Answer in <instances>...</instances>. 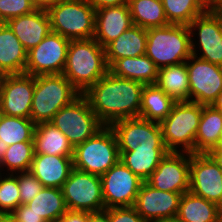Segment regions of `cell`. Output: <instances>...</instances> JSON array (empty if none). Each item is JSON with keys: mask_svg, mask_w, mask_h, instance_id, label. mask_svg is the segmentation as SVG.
Here are the masks:
<instances>
[{"mask_svg": "<svg viewBox=\"0 0 222 222\" xmlns=\"http://www.w3.org/2000/svg\"><path fill=\"white\" fill-rule=\"evenodd\" d=\"M70 40L50 32L36 47L27 52L26 74L32 76L62 74Z\"/></svg>", "mask_w": 222, "mask_h": 222, "instance_id": "cell-12", "label": "cell"}, {"mask_svg": "<svg viewBox=\"0 0 222 222\" xmlns=\"http://www.w3.org/2000/svg\"><path fill=\"white\" fill-rule=\"evenodd\" d=\"M35 126L31 119L0 113V141L8 146L20 142H33Z\"/></svg>", "mask_w": 222, "mask_h": 222, "instance_id": "cell-33", "label": "cell"}, {"mask_svg": "<svg viewBox=\"0 0 222 222\" xmlns=\"http://www.w3.org/2000/svg\"><path fill=\"white\" fill-rule=\"evenodd\" d=\"M73 169V157L34 154L30 172L44 187L61 189Z\"/></svg>", "mask_w": 222, "mask_h": 222, "instance_id": "cell-22", "label": "cell"}, {"mask_svg": "<svg viewBox=\"0 0 222 222\" xmlns=\"http://www.w3.org/2000/svg\"><path fill=\"white\" fill-rule=\"evenodd\" d=\"M10 216L16 222H46L40 215L32 211V209L26 204L19 205L10 213Z\"/></svg>", "mask_w": 222, "mask_h": 222, "instance_id": "cell-40", "label": "cell"}, {"mask_svg": "<svg viewBox=\"0 0 222 222\" xmlns=\"http://www.w3.org/2000/svg\"><path fill=\"white\" fill-rule=\"evenodd\" d=\"M155 84L176 102L189 101V78L185 62L158 69Z\"/></svg>", "mask_w": 222, "mask_h": 222, "instance_id": "cell-30", "label": "cell"}, {"mask_svg": "<svg viewBox=\"0 0 222 222\" xmlns=\"http://www.w3.org/2000/svg\"><path fill=\"white\" fill-rule=\"evenodd\" d=\"M176 216L183 222H217L222 218V207L189 191L181 195Z\"/></svg>", "mask_w": 222, "mask_h": 222, "instance_id": "cell-27", "label": "cell"}, {"mask_svg": "<svg viewBox=\"0 0 222 222\" xmlns=\"http://www.w3.org/2000/svg\"><path fill=\"white\" fill-rule=\"evenodd\" d=\"M189 191L222 207V169L208 153H190Z\"/></svg>", "mask_w": 222, "mask_h": 222, "instance_id": "cell-14", "label": "cell"}, {"mask_svg": "<svg viewBox=\"0 0 222 222\" xmlns=\"http://www.w3.org/2000/svg\"><path fill=\"white\" fill-rule=\"evenodd\" d=\"M0 222H16L10 214H0Z\"/></svg>", "mask_w": 222, "mask_h": 222, "instance_id": "cell-50", "label": "cell"}, {"mask_svg": "<svg viewBox=\"0 0 222 222\" xmlns=\"http://www.w3.org/2000/svg\"><path fill=\"white\" fill-rule=\"evenodd\" d=\"M108 71L105 48L94 38L70 40L62 74L81 94Z\"/></svg>", "mask_w": 222, "mask_h": 222, "instance_id": "cell-2", "label": "cell"}, {"mask_svg": "<svg viewBox=\"0 0 222 222\" xmlns=\"http://www.w3.org/2000/svg\"><path fill=\"white\" fill-rule=\"evenodd\" d=\"M104 211L110 222H146L133 206L108 208Z\"/></svg>", "mask_w": 222, "mask_h": 222, "instance_id": "cell-39", "label": "cell"}, {"mask_svg": "<svg viewBox=\"0 0 222 222\" xmlns=\"http://www.w3.org/2000/svg\"><path fill=\"white\" fill-rule=\"evenodd\" d=\"M169 24L188 26L207 10L198 0H161Z\"/></svg>", "mask_w": 222, "mask_h": 222, "instance_id": "cell-35", "label": "cell"}, {"mask_svg": "<svg viewBox=\"0 0 222 222\" xmlns=\"http://www.w3.org/2000/svg\"><path fill=\"white\" fill-rule=\"evenodd\" d=\"M133 25L148 29L168 25L161 0H129Z\"/></svg>", "mask_w": 222, "mask_h": 222, "instance_id": "cell-32", "label": "cell"}, {"mask_svg": "<svg viewBox=\"0 0 222 222\" xmlns=\"http://www.w3.org/2000/svg\"><path fill=\"white\" fill-rule=\"evenodd\" d=\"M27 64V51L6 23H0V69L5 75L22 74Z\"/></svg>", "mask_w": 222, "mask_h": 222, "instance_id": "cell-24", "label": "cell"}, {"mask_svg": "<svg viewBox=\"0 0 222 222\" xmlns=\"http://www.w3.org/2000/svg\"><path fill=\"white\" fill-rule=\"evenodd\" d=\"M61 191L68 210L90 213L105 210L99 175L73 168Z\"/></svg>", "mask_w": 222, "mask_h": 222, "instance_id": "cell-10", "label": "cell"}, {"mask_svg": "<svg viewBox=\"0 0 222 222\" xmlns=\"http://www.w3.org/2000/svg\"><path fill=\"white\" fill-rule=\"evenodd\" d=\"M145 55L158 69L186 62L192 55L189 27L168 24L148 28Z\"/></svg>", "mask_w": 222, "mask_h": 222, "instance_id": "cell-3", "label": "cell"}, {"mask_svg": "<svg viewBox=\"0 0 222 222\" xmlns=\"http://www.w3.org/2000/svg\"><path fill=\"white\" fill-rule=\"evenodd\" d=\"M204 105L180 101L160 123L163 141L169 152L195 153V137Z\"/></svg>", "mask_w": 222, "mask_h": 222, "instance_id": "cell-5", "label": "cell"}, {"mask_svg": "<svg viewBox=\"0 0 222 222\" xmlns=\"http://www.w3.org/2000/svg\"><path fill=\"white\" fill-rule=\"evenodd\" d=\"M62 0H36V9L47 10Z\"/></svg>", "mask_w": 222, "mask_h": 222, "instance_id": "cell-45", "label": "cell"}, {"mask_svg": "<svg viewBox=\"0 0 222 222\" xmlns=\"http://www.w3.org/2000/svg\"><path fill=\"white\" fill-rule=\"evenodd\" d=\"M119 152L122 163L146 181L169 151L164 142H146L141 143L134 151Z\"/></svg>", "mask_w": 222, "mask_h": 222, "instance_id": "cell-21", "label": "cell"}, {"mask_svg": "<svg viewBox=\"0 0 222 222\" xmlns=\"http://www.w3.org/2000/svg\"><path fill=\"white\" fill-rule=\"evenodd\" d=\"M119 160L117 138L110 126L74 147L73 168L83 172L101 176Z\"/></svg>", "mask_w": 222, "mask_h": 222, "instance_id": "cell-6", "label": "cell"}, {"mask_svg": "<svg viewBox=\"0 0 222 222\" xmlns=\"http://www.w3.org/2000/svg\"><path fill=\"white\" fill-rule=\"evenodd\" d=\"M50 222H88V212L68 210L62 217Z\"/></svg>", "mask_w": 222, "mask_h": 222, "instance_id": "cell-41", "label": "cell"}, {"mask_svg": "<svg viewBox=\"0 0 222 222\" xmlns=\"http://www.w3.org/2000/svg\"><path fill=\"white\" fill-rule=\"evenodd\" d=\"M36 8L29 0H0V23L32 13Z\"/></svg>", "mask_w": 222, "mask_h": 222, "instance_id": "cell-38", "label": "cell"}, {"mask_svg": "<svg viewBox=\"0 0 222 222\" xmlns=\"http://www.w3.org/2000/svg\"><path fill=\"white\" fill-rule=\"evenodd\" d=\"M208 154L214 159L218 166L222 169V147L211 149Z\"/></svg>", "mask_w": 222, "mask_h": 222, "instance_id": "cell-44", "label": "cell"}, {"mask_svg": "<svg viewBox=\"0 0 222 222\" xmlns=\"http://www.w3.org/2000/svg\"><path fill=\"white\" fill-rule=\"evenodd\" d=\"M190 153L168 152L146 182L155 189L189 192Z\"/></svg>", "mask_w": 222, "mask_h": 222, "instance_id": "cell-16", "label": "cell"}, {"mask_svg": "<svg viewBox=\"0 0 222 222\" xmlns=\"http://www.w3.org/2000/svg\"><path fill=\"white\" fill-rule=\"evenodd\" d=\"M109 72L118 77L149 85L156 83L158 68L149 57L142 55L115 60L109 66Z\"/></svg>", "mask_w": 222, "mask_h": 222, "instance_id": "cell-26", "label": "cell"}, {"mask_svg": "<svg viewBox=\"0 0 222 222\" xmlns=\"http://www.w3.org/2000/svg\"><path fill=\"white\" fill-rule=\"evenodd\" d=\"M46 11L52 32L69 40L94 37L96 10L86 0H62Z\"/></svg>", "mask_w": 222, "mask_h": 222, "instance_id": "cell-7", "label": "cell"}, {"mask_svg": "<svg viewBox=\"0 0 222 222\" xmlns=\"http://www.w3.org/2000/svg\"><path fill=\"white\" fill-rule=\"evenodd\" d=\"M222 18V3L220 4V6L215 10Z\"/></svg>", "mask_w": 222, "mask_h": 222, "instance_id": "cell-51", "label": "cell"}, {"mask_svg": "<svg viewBox=\"0 0 222 222\" xmlns=\"http://www.w3.org/2000/svg\"><path fill=\"white\" fill-rule=\"evenodd\" d=\"M26 205L46 222L62 217L68 211L62 191L59 188L43 187Z\"/></svg>", "mask_w": 222, "mask_h": 222, "instance_id": "cell-31", "label": "cell"}, {"mask_svg": "<svg viewBox=\"0 0 222 222\" xmlns=\"http://www.w3.org/2000/svg\"><path fill=\"white\" fill-rule=\"evenodd\" d=\"M6 24L28 52L36 47L52 30L49 16L44 9L9 19Z\"/></svg>", "mask_w": 222, "mask_h": 222, "instance_id": "cell-20", "label": "cell"}, {"mask_svg": "<svg viewBox=\"0 0 222 222\" xmlns=\"http://www.w3.org/2000/svg\"><path fill=\"white\" fill-rule=\"evenodd\" d=\"M211 106L222 113V91L218 94Z\"/></svg>", "mask_w": 222, "mask_h": 222, "instance_id": "cell-47", "label": "cell"}, {"mask_svg": "<svg viewBox=\"0 0 222 222\" xmlns=\"http://www.w3.org/2000/svg\"><path fill=\"white\" fill-rule=\"evenodd\" d=\"M191 53L212 64L222 66V18L207 10L189 25Z\"/></svg>", "mask_w": 222, "mask_h": 222, "instance_id": "cell-9", "label": "cell"}, {"mask_svg": "<svg viewBox=\"0 0 222 222\" xmlns=\"http://www.w3.org/2000/svg\"><path fill=\"white\" fill-rule=\"evenodd\" d=\"M221 3H222V0H218V7L220 6Z\"/></svg>", "mask_w": 222, "mask_h": 222, "instance_id": "cell-54", "label": "cell"}, {"mask_svg": "<svg viewBox=\"0 0 222 222\" xmlns=\"http://www.w3.org/2000/svg\"><path fill=\"white\" fill-rule=\"evenodd\" d=\"M33 143L35 154L73 157L74 147L51 122L36 124Z\"/></svg>", "mask_w": 222, "mask_h": 222, "instance_id": "cell-25", "label": "cell"}, {"mask_svg": "<svg viewBox=\"0 0 222 222\" xmlns=\"http://www.w3.org/2000/svg\"><path fill=\"white\" fill-rule=\"evenodd\" d=\"M198 2L206 10H216L218 8V0H198Z\"/></svg>", "mask_w": 222, "mask_h": 222, "instance_id": "cell-46", "label": "cell"}, {"mask_svg": "<svg viewBox=\"0 0 222 222\" xmlns=\"http://www.w3.org/2000/svg\"><path fill=\"white\" fill-rule=\"evenodd\" d=\"M34 154L33 142H20L8 146L0 162V173L15 174L29 171Z\"/></svg>", "mask_w": 222, "mask_h": 222, "instance_id": "cell-34", "label": "cell"}, {"mask_svg": "<svg viewBox=\"0 0 222 222\" xmlns=\"http://www.w3.org/2000/svg\"><path fill=\"white\" fill-rule=\"evenodd\" d=\"M88 222H110L109 216L105 211L88 212Z\"/></svg>", "mask_w": 222, "mask_h": 222, "instance_id": "cell-43", "label": "cell"}, {"mask_svg": "<svg viewBox=\"0 0 222 222\" xmlns=\"http://www.w3.org/2000/svg\"><path fill=\"white\" fill-rule=\"evenodd\" d=\"M35 76L7 74L0 83V113L6 116L31 119Z\"/></svg>", "mask_w": 222, "mask_h": 222, "instance_id": "cell-15", "label": "cell"}, {"mask_svg": "<svg viewBox=\"0 0 222 222\" xmlns=\"http://www.w3.org/2000/svg\"><path fill=\"white\" fill-rule=\"evenodd\" d=\"M5 77V74L3 73V71L0 69V83L3 81Z\"/></svg>", "mask_w": 222, "mask_h": 222, "instance_id": "cell-52", "label": "cell"}, {"mask_svg": "<svg viewBox=\"0 0 222 222\" xmlns=\"http://www.w3.org/2000/svg\"><path fill=\"white\" fill-rule=\"evenodd\" d=\"M222 137V113L212 106H203L195 137V153H208L220 145Z\"/></svg>", "mask_w": 222, "mask_h": 222, "instance_id": "cell-28", "label": "cell"}, {"mask_svg": "<svg viewBox=\"0 0 222 222\" xmlns=\"http://www.w3.org/2000/svg\"><path fill=\"white\" fill-rule=\"evenodd\" d=\"M182 194L155 189L144 181L133 207L146 222L175 217Z\"/></svg>", "mask_w": 222, "mask_h": 222, "instance_id": "cell-17", "label": "cell"}, {"mask_svg": "<svg viewBox=\"0 0 222 222\" xmlns=\"http://www.w3.org/2000/svg\"><path fill=\"white\" fill-rule=\"evenodd\" d=\"M14 175L17 177L21 204L30 202L44 187L30 171L19 172Z\"/></svg>", "mask_w": 222, "mask_h": 222, "instance_id": "cell-37", "label": "cell"}, {"mask_svg": "<svg viewBox=\"0 0 222 222\" xmlns=\"http://www.w3.org/2000/svg\"><path fill=\"white\" fill-rule=\"evenodd\" d=\"M95 10L103 7L122 6L129 3V0H86Z\"/></svg>", "mask_w": 222, "mask_h": 222, "instance_id": "cell-42", "label": "cell"}, {"mask_svg": "<svg viewBox=\"0 0 222 222\" xmlns=\"http://www.w3.org/2000/svg\"><path fill=\"white\" fill-rule=\"evenodd\" d=\"M143 87L140 82L108 71L83 95L99 120L110 126L120 119L139 117Z\"/></svg>", "mask_w": 222, "mask_h": 222, "instance_id": "cell-1", "label": "cell"}, {"mask_svg": "<svg viewBox=\"0 0 222 222\" xmlns=\"http://www.w3.org/2000/svg\"><path fill=\"white\" fill-rule=\"evenodd\" d=\"M133 26L129 5L103 7L95 12L94 39L105 48Z\"/></svg>", "mask_w": 222, "mask_h": 222, "instance_id": "cell-19", "label": "cell"}, {"mask_svg": "<svg viewBox=\"0 0 222 222\" xmlns=\"http://www.w3.org/2000/svg\"><path fill=\"white\" fill-rule=\"evenodd\" d=\"M176 101L156 84L144 85L139 117L161 123L170 113Z\"/></svg>", "mask_w": 222, "mask_h": 222, "instance_id": "cell-29", "label": "cell"}, {"mask_svg": "<svg viewBox=\"0 0 222 222\" xmlns=\"http://www.w3.org/2000/svg\"><path fill=\"white\" fill-rule=\"evenodd\" d=\"M105 209L133 206L143 180L121 160L100 176Z\"/></svg>", "mask_w": 222, "mask_h": 222, "instance_id": "cell-11", "label": "cell"}, {"mask_svg": "<svg viewBox=\"0 0 222 222\" xmlns=\"http://www.w3.org/2000/svg\"><path fill=\"white\" fill-rule=\"evenodd\" d=\"M33 5L34 7L36 8V0H29Z\"/></svg>", "mask_w": 222, "mask_h": 222, "instance_id": "cell-53", "label": "cell"}, {"mask_svg": "<svg viewBox=\"0 0 222 222\" xmlns=\"http://www.w3.org/2000/svg\"><path fill=\"white\" fill-rule=\"evenodd\" d=\"M17 177L0 173V214H10L21 205Z\"/></svg>", "mask_w": 222, "mask_h": 222, "instance_id": "cell-36", "label": "cell"}, {"mask_svg": "<svg viewBox=\"0 0 222 222\" xmlns=\"http://www.w3.org/2000/svg\"><path fill=\"white\" fill-rule=\"evenodd\" d=\"M185 63L189 78V101L211 106L222 91V66L194 55Z\"/></svg>", "mask_w": 222, "mask_h": 222, "instance_id": "cell-13", "label": "cell"}, {"mask_svg": "<svg viewBox=\"0 0 222 222\" xmlns=\"http://www.w3.org/2000/svg\"><path fill=\"white\" fill-rule=\"evenodd\" d=\"M147 29L133 25L105 47L108 67L117 59L145 55Z\"/></svg>", "mask_w": 222, "mask_h": 222, "instance_id": "cell-23", "label": "cell"}, {"mask_svg": "<svg viewBox=\"0 0 222 222\" xmlns=\"http://www.w3.org/2000/svg\"><path fill=\"white\" fill-rule=\"evenodd\" d=\"M7 149H8V145L0 141V162L3 160L4 154Z\"/></svg>", "mask_w": 222, "mask_h": 222, "instance_id": "cell-49", "label": "cell"}, {"mask_svg": "<svg viewBox=\"0 0 222 222\" xmlns=\"http://www.w3.org/2000/svg\"><path fill=\"white\" fill-rule=\"evenodd\" d=\"M80 95L63 74L35 76L31 120L35 124L51 122L62 107L69 105Z\"/></svg>", "mask_w": 222, "mask_h": 222, "instance_id": "cell-4", "label": "cell"}, {"mask_svg": "<svg viewBox=\"0 0 222 222\" xmlns=\"http://www.w3.org/2000/svg\"><path fill=\"white\" fill-rule=\"evenodd\" d=\"M218 147H222V137H221V140H220V145Z\"/></svg>", "mask_w": 222, "mask_h": 222, "instance_id": "cell-55", "label": "cell"}, {"mask_svg": "<svg viewBox=\"0 0 222 222\" xmlns=\"http://www.w3.org/2000/svg\"><path fill=\"white\" fill-rule=\"evenodd\" d=\"M119 151H134L141 143L164 142L160 123L141 117L120 119L113 122Z\"/></svg>", "mask_w": 222, "mask_h": 222, "instance_id": "cell-18", "label": "cell"}, {"mask_svg": "<svg viewBox=\"0 0 222 222\" xmlns=\"http://www.w3.org/2000/svg\"><path fill=\"white\" fill-rule=\"evenodd\" d=\"M153 222H183V221L177 216H175V217H170V218H162Z\"/></svg>", "mask_w": 222, "mask_h": 222, "instance_id": "cell-48", "label": "cell"}, {"mask_svg": "<svg viewBox=\"0 0 222 222\" xmlns=\"http://www.w3.org/2000/svg\"><path fill=\"white\" fill-rule=\"evenodd\" d=\"M51 123L68 138L73 147L85 142L105 126L92 111L83 94L62 107Z\"/></svg>", "mask_w": 222, "mask_h": 222, "instance_id": "cell-8", "label": "cell"}]
</instances>
